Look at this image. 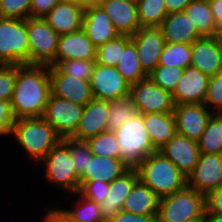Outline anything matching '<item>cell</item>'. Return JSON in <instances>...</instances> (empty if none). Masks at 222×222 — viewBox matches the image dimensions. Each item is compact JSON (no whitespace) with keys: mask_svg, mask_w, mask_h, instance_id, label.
<instances>
[{"mask_svg":"<svg viewBox=\"0 0 222 222\" xmlns=\"http://www.w3.org/2000/svg\"><path fill=\"white\" fill-rule=\"evenodd\" d=\"M50 94L49 66L17 65L16 84L10 101L15 120L42 117Z\"/></svg>","mask_w":222,"mask_h":222,"instance_id":"6da1fadb","label":"cell"},{"mask_svg":"<svg viewBox=\"0 0 222 222\" xmlns=\"http://www.w3.org/2000/svg\"><path fill=\"white\" fill-rule=\"evenodd\" d=\"M135 168L139 179L159 198L172 195L187 186V177L159 151L148 155Z\"/></svg>","mask_w":222,"mask_h":222,"instance_id":"7a4b0ae2","label":"cell"},{"mask_svg":"<svg viewBox=\"0 0 222 222\" xmlns=\"http://www.w3.org/2000/svg\"><path fill=\"white\" fill-rule=\"evenodd\" d=\"M11 136L25 150L27 160L35 164L57 145L62 138L42 117L20 118L14 121Z\"/></svg>","mask_w":222,"mask_h":222,"instance_id":"3957f363","label":"cell"},{"mask_svg":"<svg viewBox=\"0 0 222 222\" xmlns=\"http://www.w3.org/2000/svg\"><path fill=\"white\" fill-rule=\"evenodd\" d=\"M114 132L119 144L120 159L130 168H135L148 155L157 151L149 139L141 113Z\"/></svg>","mask_w":222,"mask_h":222,"instance_id":"277c9868","label":"cell"},{"mask_svg":"<svg viewBox=\"0 0 222 222\" xmlns=\"http://www.w3.org/2000/svg\"><path fill=\"white\" fill-rule=\"evenodd\" d=\"M205 211V196L186 186L160 198L157 222H188L204 217Z\"/></svg>","mask_w":222,"mask_h":222,"instance_id":"5b68a950","label":"cell"},{"mask_svg":"<svg viewBox=\"0 0 222 222\" xmlns=\"http://www.w3.org/2000/svg\"><path fill=\"white\" fill-rule=\"evenodd\" d=\"M45 165V178L52 185L62 188L65 194L79 192L80 178L70 156V138L62 139L39 162Z\"/></svg>","mask_w":222,"mask_h":222,"instance_id":"8992f818","label":"cell"},{"mask_svg":"<svg viewBox=\"0 0 222 222\" xmlns=\"http://www.w3.org/2000/svg\"><path fill=\"white\" fill-rule=\"evenodd\" d=\"M29 65L27 19L0 17V65Z\"/></svg>","mask_w":222,"mask_h":222,"instance_id":"52a82bcc","label":"cell"},{"mask_svg":"<svg viewBox=\"0 0 222 222\" xmlns=\"http://www.w3.org/2000/svg\"><path fill=\"white\" fill-rule=\"evenodd\" d=\"M29 65L55 66L59 35L43 18H27Z\"/></svg>","mask_w":222,"mask_h":222,"instance_id":"ba28073f","label":"cell"},{"mask_svg":"<svg viewBox=\"0 0 222 222\" xmlns=\"http://www.w3.org/2000/svg\"><path fill=\"white\" fill-rule=\"evenodd\" d=\"M84 106L50 94L42 118L62 139L71 138L79 126Z\"/></svg>","mask_w":222,"mask_h":222,"instance_id":"9c48e42d","label":"cell"},{"mask_svg":"<svg viewBox=\"0 0 222 222\" xmlns=\"http://www.w3.org/2000/svg\"><path fill=\"white\" fill-rule=\"evenodd\" d=\"M130 97L142 115L147 113H173L175 103L172 93L163 90L148 77L130 85Z\"/></svg>","mask_w":222,"mask_h":222,"instance_id":"30bf717a","label":"cell"},{"mask_svg":"<svg viewBox=\"0 0 222 222\" xmlns=\"http://www.w3.org/2000/svg\"><path fill=\"white\" fill-rule=\"evenodd\" d=\"M90 86L94 99L111 101L130 96V84L118 72L116 67L95 62Z\"/></svg>","mask_w":222,"mask_h":222,"instance_id":"8fae6325","label":"cell"},{"mask_svg":"<svg viewBox=\"0 0 222 222\" xmlns=\"http://www.w3.org/2000/svg\"><path fill=\"white\" fill-rule=\"evenodd\" d=\"M222 185V154L200 153L199 160L187 177V186L206 196Z\"/></svg>","mask_w":222,"mask_h":222,"instance_id":"7c38bea8","label":"cell"},{"mask_svg":"<svg viewBox=\"0 0 222 222\" xmlns=\"http://www.w3.org/2000/svg\"><path fill=\"white\" fill-rule=\"evenodd\" d=\"M131 40L137 47L139 63L146 75L159 64L160 55L166 44L159 27H141Z\"/></svg>","mask_w":222,"mask_h":222,"instance_id":"4fadbf2b","label":"cell"},{"mask_svg":"<svg viewBox=\"0 0 222 222\" xmlns=\"http://www.w3.org/2000/svg\"><path fill=\"white\" fill-rule=\"evenodd\" d=\"M204 103L175 105L176 132L198 141L213 112Z\"/></svg>","mask_w":222,"mask_h":222,"instance_id":"5bb4252c","label":"cell"},{"mask_svg":"<svg viewBox=\"0 0 222 222\" xmlns=\"http://www.w3.org/2000/svg\"><path fill=\"white\" fill-rule=\"evenodd\" d=\"M49 76L53 95L83 106L93 99L89 81L71 77L57 66H49Z\"/></svg>","mask_w":222,"mask_h":222,"instance_id":"9a60e30c","label":"cell"},{"mask_svg":"<svg viewBox=\"0 0 222 222\" xmlns=\"http://www.w3.org/2000/svg\"><path fill=\"white\" fill-rule=\"evenodd\" d=\"M138 180L137 169L129 168L110 183L106 199L98 204L103 222H109L116 214L122 211L127 196Z\"/></svg>","mask_w":222,"mask_h":222,"instance_id":"2e32d148","label":"cell"},{"mask_svg":"<svg viewBox=\"0 0 222 222\" xmlns=\"http://www.w3.org/2000/svg\"><path fill=\"white\" fill-rule=\"evenodd\" d=\"M158 151L172 161L186 177L193 171L200 156L197 141L177 132Z\"/></svg>","mask_w":222,"mask_h":222,"instance_id":"e0dca14e","label":"cell"},{"mask_svg":"<svg viewBox=\"0 0 222 222\" xmlns=\"http://www.w3.org/2000/svg\"><path fill=\"white\" fill-rule=\"evenodd\" d=\"M208 82L209 77L197 68L192 66L185 68L172 93L175 105L204 103Z\"/></svg>","mask_w":222,"mask_h":222,"instance_id":"ac0fdd59","label":"cell"},{"mask_svg":"<svg viewBox=\"0 0 222 222\" xmlns=\"http://www.w3.org/2000/svg\"><path fill=\"white\" fill-rule=\"evenodd\" d=\"M85 6L73 1H60L43 19L58 34L82 29Z\"/></svg>","mask_w":222,"mask_h":222,"instance_id":"d6986e66","label":"cell"},{"mask_svg":"<svg viewBox=\"0 0 222 222\" xmlns=\"http://www.w3.org/2000/svg\"><path fill=\"white\" fill-rule=\"evenodd\" d=\"M108 117L109 102L93 98L84 106L79 126L71 138L86 141L108 130Z\"/></svg>","mask_w":222,"mask_h":222,"instance_id":"ffe728a7","label":"cell"},{"mask_svg":"<svg viewBox=\"0 0 222 222\" xmlns=\"http://www.w3.org/2000/svg\"><path fill=\"white\" fill-rule=\"evenodd\" d=\"M82 29L96 48L119 35L99 4L85 6Z\"/></svg>","mask_w":222,"mask_h":222,"instance_id":"44dd1931","label":"cell"},{"mask_svg":"<svg viewBox=\"0 0 222 222\" xmlns=\"http://www.w3.org/2000/svg\"><path fill=\"white\" fill-rule=\"evenodd\" d=\"M208 77L222 71V51L215 37H202L191 44V65Z\"/></svg>","mask_w":222,"mask_h":222,"instance_id":"7402d4cb","label":"cell"},{"mask_svg":"<svg viewBox=\"0 0 222 222\" xmlns=\"http://www.w3.org/2000/svg\"><path fill=\"white\" fill-rule=\"evenodd\" d=\"M119 35L132 36L141 28L135 0H104L99 4Z\"/></svg>","mask_w":222,"mask_h":222,"instance_id":"603a6c76","label":"cell"},{"mask_svg":"<svg viewBox=\"0 0 222 222\" xmlns=\"http://www.w3.org/2000/svg\"><path fill=\"white\" fill-rule=\"evenodd\" d=\"M96 60V47L83 29L59 35L55 65L65 60Z\"/></svg>","mask_w":222,"mask_h":222,"instance_id":"cb8c5ba5","label":"cell"},{"mask_svg":"<svg viewBox=\"0 0 222 222\" xmlns=\"http://www.w3.org/2000/svg\"><path fill=\"white\" fill-rule=\"evenodd\" d=\"M159 28L166 43L192 44L202 38L184 12L168 14Z\"/></svg>","mask_w":222,"mask_h":222,"instance_id":"d4e9b609","label":"cell"},{"mask_svg":"<svg viewBox=\"0 0 222 222\" xmlns=\"http://www.w3.org/2000/svg\"><path fill=\"white\" fill-rule=\"evenodd\" d=\"M142 117L149 139L157 151L175 135L174 113H147Z\"/></svg>","mask_w":222,"mask_h":222,"instance_id":"484cf974","label":"cell"},{"mask_svg":"<svg viewBox=\"0 0 222 222\" xmlns=\"http://www.w3.org/2000/svg\"><path fill=\"white\" fill-rule=\"evenodd\" d=\"M160 198L140 179L127 196L122 211L138 215H157Z\"/></svg>","mask_w":222,"mask_h":222,"instance_id":"4316f807","label":"cell"},{"mask_svg":"<svg viewBox=\"0 0 222 222\" xmlns=\"http://www.w3.org/2000/svg\"><path fill=\"white\" fill-rule=\"evenodd\" d=\"M130 167L120 158H109L104 156H94L86 168L85 175L80 181H95L111 183L115 178L120 177Z\"/></svg>","mask_w":222,"mask_h":222,"instance_id":"83f0119b","label":"cell"},{"mask_svg":"<svg viewBox=\"0 0 222 222\" xmlns=\"http://www.w3.org/2000/svg\"><path fill=\"white\" fill-rule=\"evenodd\" d=\"M202 37H214L217 31L209 0H193L183 11Z\"/></svg>","mask_w":222,"mask_h":222,"instance_id":"f1b7e54d","label":"cell"},{"mask_svg":"<svg viewBox=\"0 0 222 222\" xmlns=\"http://www.w3.org/2000/svg\"><path fill=\"white\" fill-rule=\"evenodd\" d=\"M115 67L130 85L147 78L140 66L137 47L132 40L124 47Z\"/></svg>","mask_w":222,"mask_h":222,"instance_id":"f546056e","label":"cell"},{"mask_svg":"<svg viewBox=\"0 0 222 222\" xmlns=\"http://www.w3.org/2000/svg\"><path fill=\"white\" fill-rule=\"evenodd\" d=\"M200 153L222 154V113H213L197 141Z\"/></svg>","mask_w":222,"mask_h":222,"instance_id":"4dcf8cb0","label":"cell"},{"mask_svg":"<svg viewBox=\"0 0 222 222\" xmlns=\"http://www.w3.org/2000/svg\"><path fill=\"white\" fill-rule=\"evenodd\" d=\"M141 27H159L168 15L165 0H136Z\"/></svg>","mask_w":222,"mask_h":222,"instance_id":"1f68e13d","label":"cell"},{"mask_svg":"<svg viewBox=\"0 0 222 222\" xmlns=\"http://www.w3.org/2000/svg\"><path fill=\"white\" fill-rule=\"evenodd\" d=\"M137 114V108L130 96L109 101L108 130L114 132Z\"/></svg>","mask_w":222,"mask_h":222,"instance_id":"d6a6232c","label":"cell"},{"mask_svg":"<svg viewBox=\"0 0 222 222\" xmlns=\"http://www.w3.org/2000/svg\"><path fill=\"white\" fill-rule=\"evenodd\" d=\"M185 69L191 65V44L166 43L159 64Z\"/></svg>","mask_w":222,"mask_h":222,"instance_id":"836d02e7","label":"cell"},{"mask_svg":"<svg viewBox=\"0 0 222 222\" xmlns=\"http://www.w3.org/2000/svg\"><path fill=\"white\" fill-rule=\"evenodd\" d=\"M131 41L129 35H118L96 48V62L105 66L115 67L122 56L124 47Z\"/></svg>","mask_w":222,"mask_h":222,"instance_id":"e575fe53","label":"cell"},{"mask_svg":"<svg viewBox=\"0 0 222 222\" xmlns=\"http://www.w3.org/2000/svg\"><path fill=\"white\" fill-rule=\"evenodd\" d=\"M75 195L79 199H77L78 202H76L74 208H63L71 218L79 222H103L99 205L96 202L85 198L79 192L68 194V197L72 196L73 198L74 196L76 200Z\"/></svg>","mask_w":222,"mask_h":222,"instance_id":"d590c367","label":"cell"},{"mask_svg":"<svg viewBox=\"0 0 222 222\" xmlns=\"http://www.w3.org/2000/svg\"><path fill=\"white\" fill-rule=\"evenodd\" d=\"M91 153L94 156L120 158L117 136L113 131H103L86 140Z\"/></svg>","mask_w":222,"mask_h":222,"instance_id":"8d00e7d4","label":"cell"},{"mask_svg":"<svg viewBox=\"0 0 222 222\" xmlns=\"http://www.w3.org/2000/svg\"><path fill=\"white\" fill-rule=\"evenodd\" d=\"M183 72L182 68L157 65L147 77L163 90L173 93Z\"/></svg>","mask_w":222,"mask_h":222,"instance_id":"74e56055","label":"cell"},{"mask_svg":"<svg viewBox=\"0 0 222 222\" xmlns=\"http://www.w3.org/2000/svg\"><path fill=\"white\" fill-rule=\"evenodd\" d=\"M92 155L86 141L70 138V156L75 168V173L80 179L85 175Z\"/></svg>","mask_w":222,"mask_h":222,"instance_id":"f35d334b","label":"cell"},{"mask_svg":"<svg viewBox=\"0 0 222 222\" xmlns=\"http://www.w3.org/2000/svg\"><path fill=\"white\" fill-rule=\"evenodd\" d=\"M95 62V60H65L59 61L55 66L71 77L90 82Z\"/></svg>","mask_w":222,"mask_h":222,"instance_id":"ab89813d","label":"cell"},{"mask_svg":"<svg viewBox=\"0 0 222 222\" xmlns=\"http://www.w3.org/2000/svg\"><path fill=\"white\" fill-rule=\"evenodd\" d=\"M32 0H0V17L27 19Z\"/></svg>","mask_w":222,"mask_h":222,"instance_id":"60d3db41","label":"cell"},{"mask_svg":"<svg viewBox=\"0 0 222 222\" xmlns=\"http://www.w3.org/2000/svg\"><path fill=\"white\" fill-rule=\"evenodd\" d=\"M204 104L208 108H212L213 113H222V71L215 76L209 77Z\"/></svg>","mask_w":222,"mask_h":222,"instance_id":"b9f144b4","label":"cell"},{"mask_svg":"<svg viewBox=\"0 0 222 222\" xmlns=\"http://www.w3.org/2000/svg\"><path fill=\"white\" fill-rule=\"evenodd\" d=\"M16 77L17 65H0V99L11 101Z\"/></svg>","mask_w":222,"mask_h":222,"instance_id":"7bdbcfd3","label":"cell"},{"mask_svg":"<svg viewBox=\"0 0 222 222\" xmlns=\"http://www.w3.org/2000/svg\"><path fill=\"white\" fill-rule=\"evenodd\" d=\"M109 187V182H103L100 180L80 181L79 193L85 198L99 204L106 199Z\"/></svg>","mask_w":222,"mask_h":222,"instance_id":"ee69618b","label":"cell"},{"mask_svg":"<svg viewBox=\"0 0 222 222\" xmlns=\"http://www.w3.org/2000/svg\"><path fill=\"white\" fill-rule=\"evenodd\" d=\"M14 121L10 102L0 99V136L11 135Z\"/></svg>","mask_w":222,"mask_h":222,"instance_id":"f6af8a7d","label":"cell"},{"mask_svg":"<svg viewBox=\"0 0 222 222\" xmlns=\"http://www.w3.org/2000/svg\"><path fill=\"white\" fill-rule=\"evenodd\" d=\"M205 213L222 215V185L205 196Z\"/></svg>","mask_w":222,"mask_h":222,"instance_id":"bcb514c9","label":"cell"},{"mask_svg":"<svg viewBox=\"0 0 222 222\" xmlns=\"http://www.w3.org/2000/svg\"><path fill=\"white\" fill-rule=\"evenodd\" d=\"M62 0H32L30 17H45Z\"/></svg>","mask_w":222,"mask_h":222,"instance_id":"7dc6e473","label":"cell"},{"mask_svg":"<svg viewBox=\"0 0 222 222\" xmlns=\"http://www.w3.org/2000/svg\"><path fill=\"white\" fill-rule=\"evenodd\" d=\"M109 222H157V215H138L120 211Z\"/></svg>","mask_w":222,"mask_h":222,"instance_id":"c3c4849f","label":"cell"},{"mask_svg":"<svg viewBox=\"0 0 222 222\" xmlns=\"http://www.w3.org/2000/svg\"><path fill=\"white\" fill-rule=\"evenodd\" d=\"M45 209L46 212L45 216L42 218V222H79L71 218L61 207Z\"/></svg>","mask_w":222,"mask_h":222,"instance_id":"681fc988","label":"cell"},{"mask_svg":"<svg viewBox=\"0 0 222 222\" xmlns=\"http://www.w3.org/2000/svg\"><path fill=\"white\" fill-rule=\"evenodd\" d=\"M193 0H165L167 13L183 12Z\"/></svg>","mask_w":222,"mask_h":222,"instance_id":"f907efd6","label":"cell"},{"mask_svg":"<svg viewBox=\"0 0 222 222\" xmlns=\"http://www.w3.org/2000/svg\"><path fill=\"white\" fill-rule=\"evenodd\" d=\"M209 5L217 25V29L222 28V0H209Z\"/></svg>","mask_w":222,"mask_h":222,"instance_id":"816d5d0a","label":"cell"},{"mask_svg":"<svg viewBox=\"0 0 222 222\" xmlns=\"http://www.w3.org/2000/svg\"><path fill=\"white\" fill-rule=\"evenodd\" d=\"M204 222H222V215L205 213Z\"/></svg>","mask_w":222,"mask_h":222,"instance_id":"f5cc1de1","label":"cell"},{"mask_svg":"<svg viewBox=\"0 0 222 222\" xmlns=\"http://www.w3.org/2000/svg\"><path fill=\"white\" fill-rule=\"evenodd\" d=\"M217 39V42L219 44V47L222 51V28L217 29L216 34L214 36Z\"/></svg>","mask_w":222,"mask_h":222,"instance_id":"db71d44e","label":"cell"},{"mask_svg":"<svg viewBox=\"0 0 222 222\" xmlns=\"http://www.w3.org/2000/svg\"><path fill=\"white\" fill-rule=\"evenodd\" d=\"M65 1L77 2V3H80V4L84 5V6L88 5V0H65Z\"/></svg>","mask_w":222,"mask_h":222,"instance_id":"11a10c76","label":"cell"},{"mask_svg":"<svg viewBox=\"0 0 222 222\" xmlns=\"http://www.w3.org/2000/svg\"><path fill=\"white\" fill-rule=\"evenodd\" d=\"M104 0H88V5H98Z\"/></svg>","mask_w":222,"mask_h":222,"instance_id":"9f6ffc18","label":"cell"},{"mask_svg":"<svg viewBox=\"0 0 222 222\" xmlns=\"http://www.w3.org/2000/svg\"><path fill=\"white\" fill-rule=\"evenodd\" d=\"M188 222H204V217H201V218L195 219V220H191V221H188Z\"/></svg>","mask_w":222,"mask_h":222,"instance_id":"6f0895ef","label":"cell"}]
</instances>
